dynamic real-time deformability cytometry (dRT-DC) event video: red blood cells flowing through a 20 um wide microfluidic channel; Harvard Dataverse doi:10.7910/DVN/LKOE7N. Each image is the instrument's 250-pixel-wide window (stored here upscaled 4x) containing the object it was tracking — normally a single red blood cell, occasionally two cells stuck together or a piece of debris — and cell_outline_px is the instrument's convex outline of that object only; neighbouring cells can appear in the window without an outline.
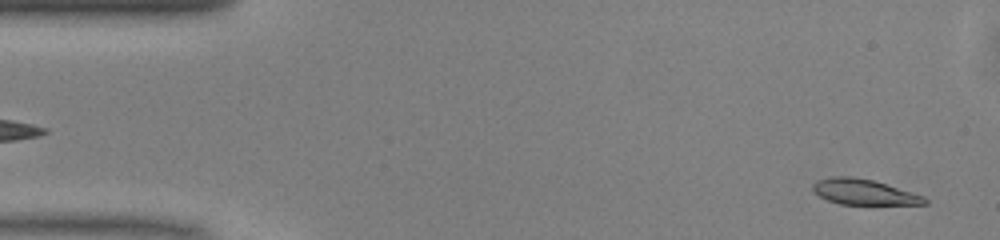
{"species": "common noctule bat (a hibernating species)", "species_latin": "Nyctalus noctula", "temperature_condition": "warm", "stored_images_in_passage": 49, "camera_frame_rate_fps": 3000, "um_per_image_px": 0.085, "animal": {"sex": "male", "body_mass_g": 13.0, "forearm_length_mm": 53.1}, "frame": {"image": 1, "passage_image": 2, "time_ms": 0.333, "image_size_px": [1000, 240], "cell_outline_px": [[928, 204], [840, 204], [828, 200], [812, 192], [812, 184], [816, 180], [832, 176], [852, 176], [872, 180], [912, 192], [924, 196], [928, 200]], "centroid_in_image_um": [73.39, 16.31], "position_along_channel_um": 11.6, "area_um2": 16.59}}
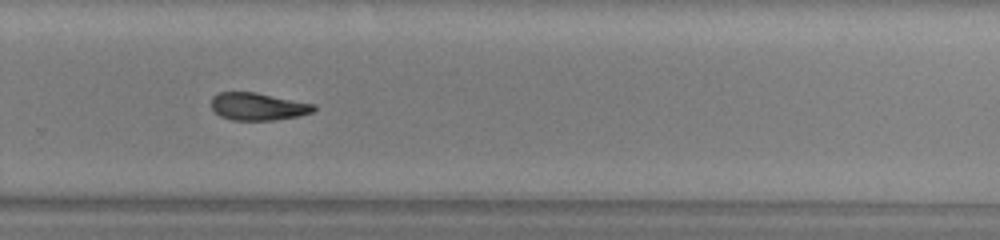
{"frame": {"image": 2, "passage_image": 32, "time_ms": 10.333, "image_size_px": [1000, 240], "cell_outline_px": [[316, 108], [312, 112], [300, 116], [276, 120], [232, 120], [220, 116], [212, 108], [212, 96], [220, 92], [256, 92], [316, 104]], "centroid_in_image_um": [21.95, 9.05], "position_along_channel_um": 307.8, "area_um2": 16.53}}
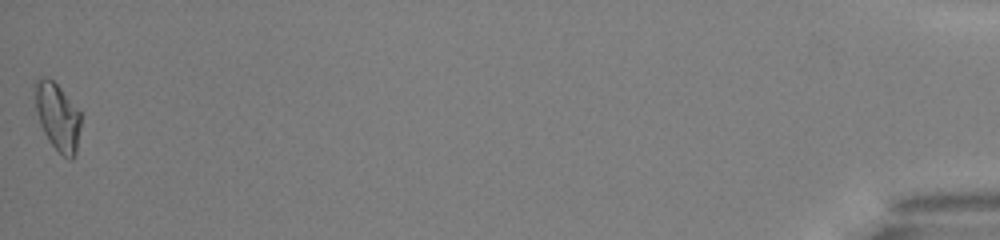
{"frame": {"image": 3, "passage_image": 49, "time_ms": 16.0, "image_size_px": [1000, 240], "cell_outline_px": [[80, 128], [76, 152], [72, 160], [68, 160], [48, 140], [40, 124], [36, 112], [32, 88], [32, 84], [40, 76], [44, 76], [52, 80], [60, 88], [80, 112]], "centroid_in_image_um": [4.85, 9.88], "position_along_channel_um": 430.4, "area_um2": 18.15}, "authors_computed_cell_mechanics": {"area_um2": 17.2822, "velocity_mm_per_s": 4.0765, "shape_relaxation_time_tau1_ms": 5.761, "shape_relaxation_time_tau2_ms": null, "deformation_change_tau1": 0.1543, "deformation_change_tau2": null}}